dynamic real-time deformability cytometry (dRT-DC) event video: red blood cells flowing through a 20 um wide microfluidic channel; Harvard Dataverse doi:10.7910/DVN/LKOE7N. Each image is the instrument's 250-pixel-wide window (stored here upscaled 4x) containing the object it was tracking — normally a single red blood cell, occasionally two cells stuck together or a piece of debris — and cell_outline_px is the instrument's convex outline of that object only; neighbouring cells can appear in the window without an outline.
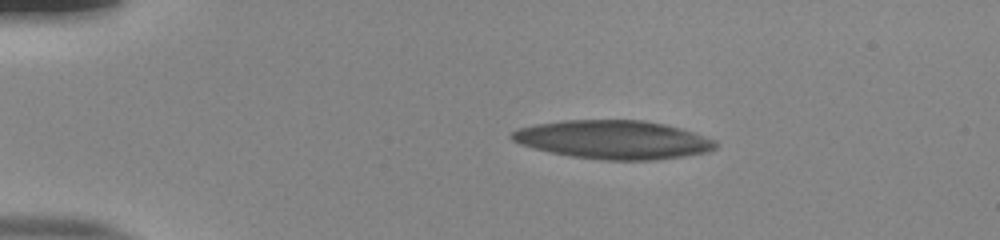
{"species": "human", "species_latin": "Homo sapiens", "temperature_condition": "room temperature", "stored_images_in_passage": 44, "camera_frame_rate_fps": 3000, "um_per_image_px": 0.085, "donor": {"sex": "male"}, "frame": {"image": 1, "passage_image": 1, "time_ms": 0.0, "image_size_px": [1000, 240], "cell_outline_px": [[716, 148], [708, 152], [684, 156], [652, 160], [604, 160], [572, 156], [552, 152], [520, 144], [512, 140], [508, 136], [512, 132], [520, 128], [536, 124], [564, 120], [644, 120], [664, 124], [680, 128], [716, 140]], "centroid_in_image_um": [52.15, 11.87], "position_along_channel_um": 32.9, "area_um2": 45.55}}
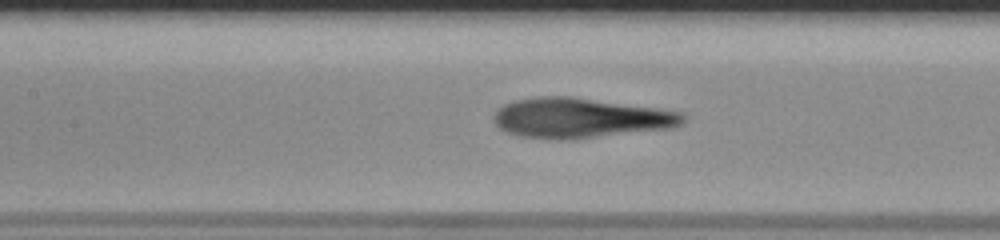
{"frame": {"image": 2, "passage_image": 16, "time_ms": 5.0, "image_size_px": [1000, 240], "cell_outline_px": [[684, 124], [676, 128], [572, 140], [552, 140], [516, 136], [504, 132], [496, 124], [492, 116], [504, 104], [516, 100], [536, 96], [568, 96], [656, 108], [680, 112], [684, 116]], "centroid_in_image_um": [49.31, 10.06], "position_along_channel_um": 158.1, "area_um2": 44.62}}
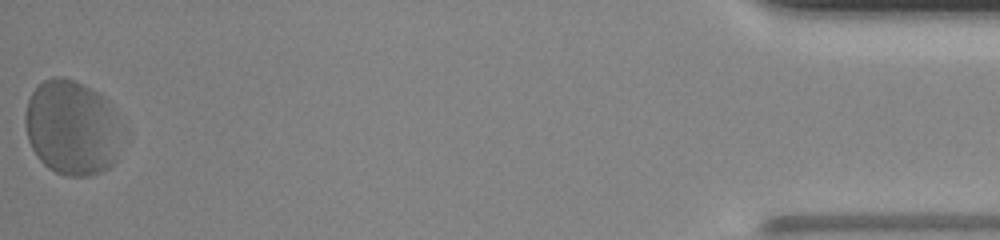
{"frame": {"image": 3, "passage_image": 44, "time_ms": 14.333, "image_size_px": [1000, 240], "cell_outline_px": [[116, 160], [108, 168], [100, 172], [88, 176], [64, 176], [48, 168], [36, 156], [28, 140], [24, 124], [24, 116], [28, 100], [32, 92], [44, 80], [52, 76], [64, 76], [100, 92], [108, 100]], "centroid_in_image_um": [5.95, 10.84], "position_along_channel_um": 429.2, "area_um2": 51.85}, "authors_computed_cell_mechanics": {"area_um2": 45.951, "velocity_mm_per_s": 3.7981, "shape_relaxation_time_tau1_ms": 2.1845, "shape_relaxation_time_tau2_ms": 1.8728, "deformation_change_tau1": 0.1238, "deformation_change_tau2": 0.1337}}